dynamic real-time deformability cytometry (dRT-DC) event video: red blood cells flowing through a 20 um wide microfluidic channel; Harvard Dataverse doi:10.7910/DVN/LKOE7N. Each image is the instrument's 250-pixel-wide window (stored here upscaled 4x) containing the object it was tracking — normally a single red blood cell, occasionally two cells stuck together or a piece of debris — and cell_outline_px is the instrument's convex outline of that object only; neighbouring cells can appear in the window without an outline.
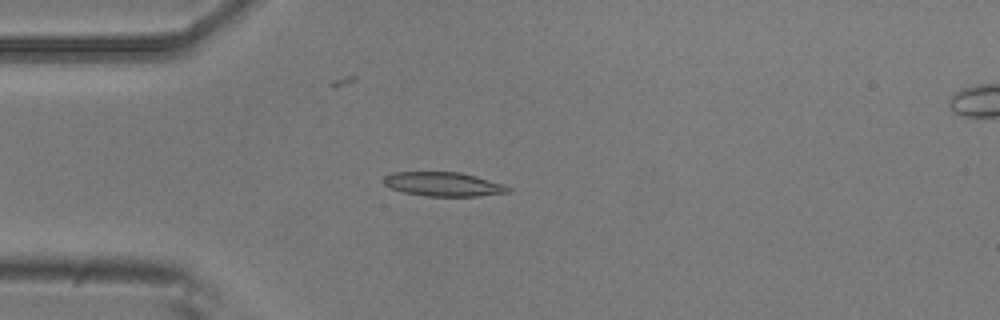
{"species": "common noctule bat (a hibernating species)", "species_latin": "Nyctalus noctula", "temperature_condition": "room temperature", "stored_images_in_passage": 5, "camera_frame_rate_fps": 3000, "um_per_image_px": 0.085, "animal": {"sex": "male", "body_mass_g": 20.5, "forearm_length_mm": 52.5}, "frame": {"image": 1, "passage_image": 4, "time_ms": 1.0, "image_size_px": [1000, 320], "cell_outline_px": [[512, 192], [476, 196], [424, 196], [404, 192], [392, 188], [384, 184], [384, 176], [392, 172], [460, 172], [476, 176], [504, 184], [512, 188]], "centroid_in_image_um": [37.72, 15.65], "position_along_channel_um": 47.3, "area_um2": 17.51}}